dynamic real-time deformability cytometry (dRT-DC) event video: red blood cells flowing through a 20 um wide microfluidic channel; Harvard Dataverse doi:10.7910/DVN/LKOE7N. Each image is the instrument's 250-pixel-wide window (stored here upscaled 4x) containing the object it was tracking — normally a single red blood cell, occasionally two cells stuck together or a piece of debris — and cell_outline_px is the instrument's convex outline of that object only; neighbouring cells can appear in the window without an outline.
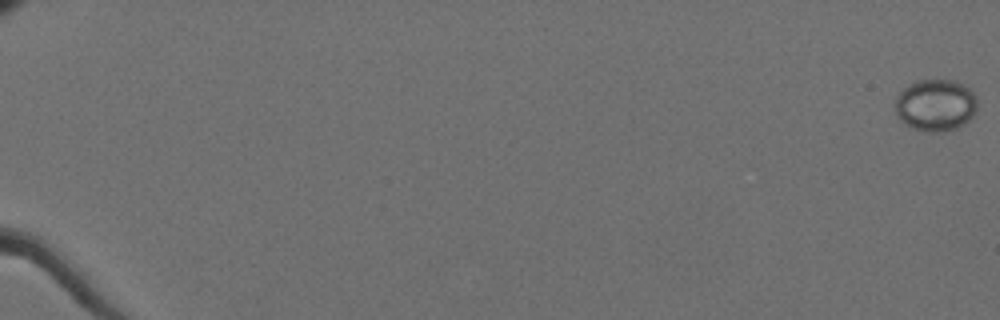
{"species": "Egyptian fruit bat (a non-hibernating species)", "species_latin": "Rousettus aegyptiacus", "temperature_condition": "cold", "stored_images_in_passage": 25, "camera_frame_rate_fps": 3000, "um_per_image_px": 0.085, "animal": {"sex": "female"}, "frame": {"image": 1, "passage_image": 1, "time_ms": 0.0, "image_size_px": [1000, 320], "cell_outline_px": [[976, 108], [972, 116], [964, 124], [956, 128], [944, 132], [928, 132], [912, 128], [904, 124], [896, 116], [896, 96], [908, 84], [916, 80], [952, 80], [968, 88], [976, 96]], "centroid_in_image_um": [79.49, 8.95], "position_along_channel_um": 5.5, "area_um2": 24.85}}
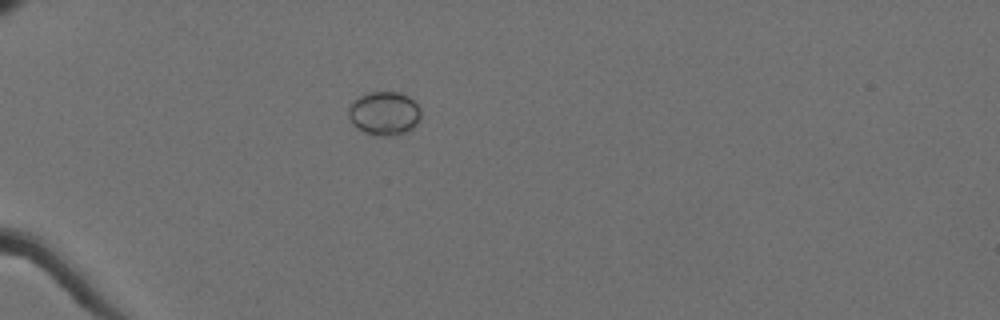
{"frame": {"image": 2, "passage_image": 21, "time_ms": 6.667, "image_size_px": [1000, 320], "cell_outline_px": [[420, 120], [408, 132], [396, 136], [380, 136], [364, 132], [356, 128], [352, 124], [348, 116], [348, 108], [360, 96], [372, 92], [400, 92], [408, 96], [420, 108]], "centroid_in_image_um": [32.67, 9.66], "position_along_channel_um": 52.3, "area_um2": 18.5}}